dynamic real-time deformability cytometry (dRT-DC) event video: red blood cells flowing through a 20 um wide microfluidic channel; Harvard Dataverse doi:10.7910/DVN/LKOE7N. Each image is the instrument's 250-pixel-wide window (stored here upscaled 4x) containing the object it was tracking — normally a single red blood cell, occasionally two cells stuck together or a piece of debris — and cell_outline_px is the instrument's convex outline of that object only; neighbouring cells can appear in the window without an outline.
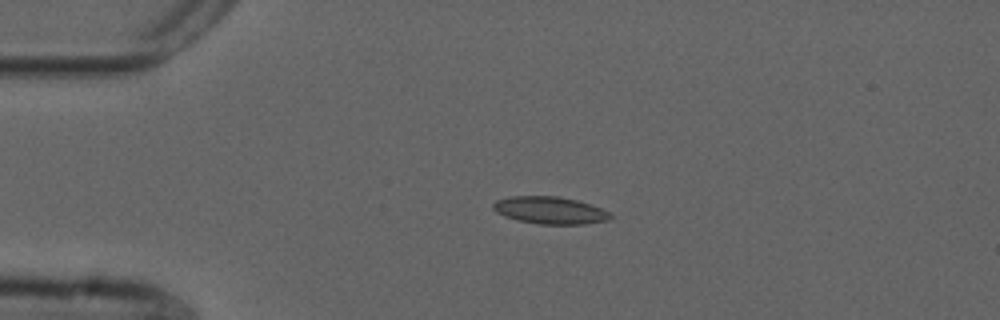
{"species": "common noctule bat (a hibernating species)", "species_latin": "Nyctalus noctula", "temperature_condition": "cold", "stored_images_in_passage": 44, "camera_frame_rate_fps": 3000, "um_per_image_px": 0.085, "animal": {"sex": "male", "forearm_length_mm": 52.5}, "frame": {"image": 1, "passage_image": 1, "time_ms": 0.0, "image_size_px": [1000, 320], "cell_outline_px": [[616, 216], [608, 220], [584, 224], [540, 224], [516, 220], [504, 216], [496, 212], [492, 208], [492, 204], [496, 200], [512, 196], [556, 196], [576, 200], [600, 208]], "centroid_in_image_um": [46.73, 17.88], "position_along_channel_um": 38.3, "area_um2": 18.61}}
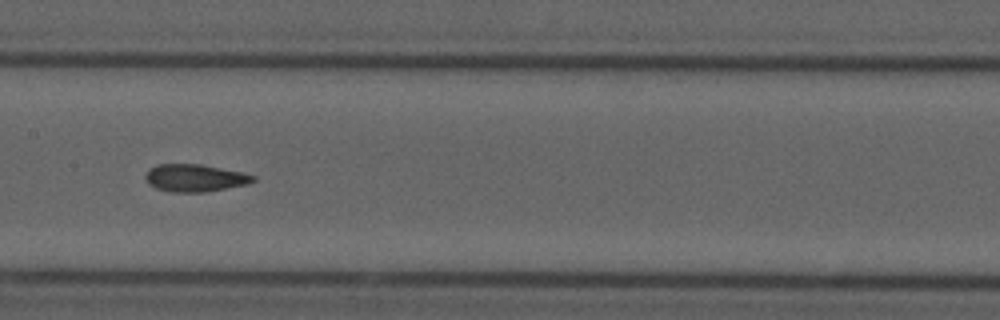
{"frame": {"image": 2, "passage_image": 16, "time_ms": 5.0, "image_size_px": [1000, 320], "cell_outline_px": [[256, 180], [248, 184], [204, 192], [168, 192], [156, 188], [148, 184], [144, 176], [148, 168], [156, 164], [200, 164], [244, 172], [256, 176]], "centroid_in_image_um": [16.55, 15.12], "position_along_channel_um": 190.9, "area_um2": 17.46}}
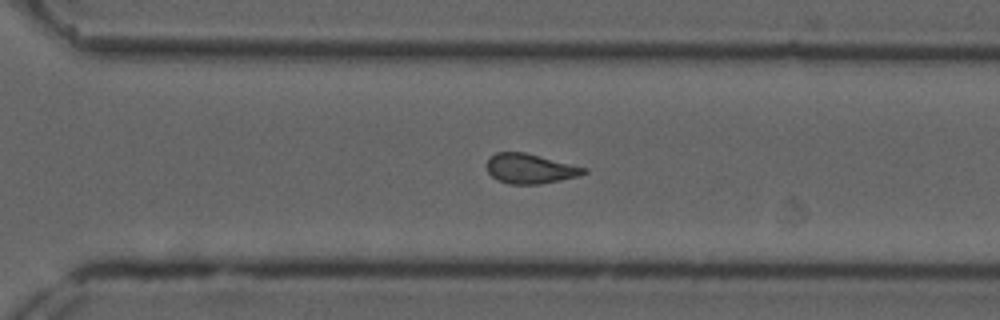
{"frame": {"image": 3, "passage_image": 27, "time_ms": 8.667, "image_size_px": [1000, 320], "cell_outline_px": [[588, 172], [576, 176], [560, 180], [540, 184], [508, 184], [492, 176], [488, 172], [484, 164], [488, 156], [496, 152], [524, 152], [588, 168]], "centroid_in_image_um": [45.01, 14.32], "position_along_channel_um": 325.6, "area_um2": 16.94}, "authors_computed_cell_mechanics": {"area_um2": 17.34, "velocity_mm_per_s": 3.6946, "shape_relaxation_time_tau1_ms": null, "shape_relaxation_time_tau2_ms": 2.3802, "deformation_change_tau1": null, "deformation_change_tau2": 0.0913}}